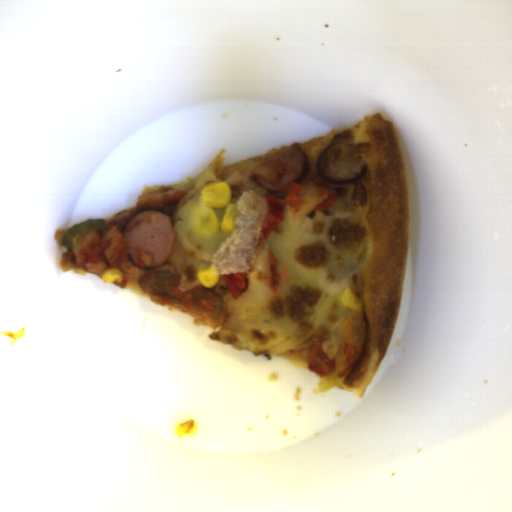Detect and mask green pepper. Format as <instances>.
Masks as SVG:
<instances>
[{"instance_id":"372bd49c","label":"green pepper","mask_w":512,"mask_h":512,"mask_svg":"<svg viewBox=\"0 0 512 512\" xmlns=\"http://www.w3.org/2000/svg\"><path fill=\"white\" fill-rule=\"evenodd\" d=\"M105 219H89L80 221L63 234L61 244L72 252L75 248L76 239L86 233L89 229H104Z\"/></svg>"}]
</instances>
